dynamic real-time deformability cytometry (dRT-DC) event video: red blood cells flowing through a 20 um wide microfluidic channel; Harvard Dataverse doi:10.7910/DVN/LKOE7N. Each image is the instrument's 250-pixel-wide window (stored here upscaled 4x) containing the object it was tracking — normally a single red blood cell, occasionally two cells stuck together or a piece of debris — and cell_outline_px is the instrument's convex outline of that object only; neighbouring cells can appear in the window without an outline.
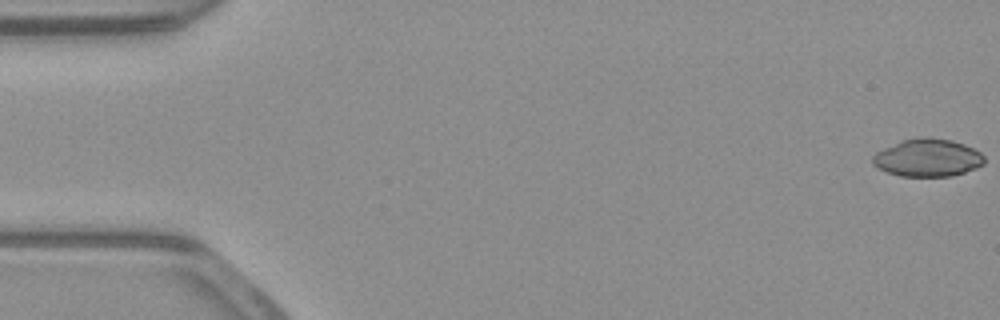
{"species": "common noctule bat (a hibernating species)", "species_latin": "Nyctalus noctula", "temperature_condition": "warm", "stored_images_in_passage": 53, "camera_frame_rate_fps": 3000, "um_per_image_px": 0.085, "animal": {"sex": "male", "body_mass_g": 23.1, "forearm_length_mm": 52.7}, "frame": {"image": 1, "passage_image": 1, "time_ms": 0.0, "image_size_px": [1000, 320], "cell_outline_px": [[984, 164], [976, 168], [952, 176], [900, 176], [888, 172], [872, 164], [872, 156], [876, 152], [900, 140], [924, 136], [952, 140], [964, 144], [980, 152], [984, 156]], "centroid_in_image_um": [78.85, 13.4], "position_along_channel_um": 6.2, "area_um2": 24.57}}